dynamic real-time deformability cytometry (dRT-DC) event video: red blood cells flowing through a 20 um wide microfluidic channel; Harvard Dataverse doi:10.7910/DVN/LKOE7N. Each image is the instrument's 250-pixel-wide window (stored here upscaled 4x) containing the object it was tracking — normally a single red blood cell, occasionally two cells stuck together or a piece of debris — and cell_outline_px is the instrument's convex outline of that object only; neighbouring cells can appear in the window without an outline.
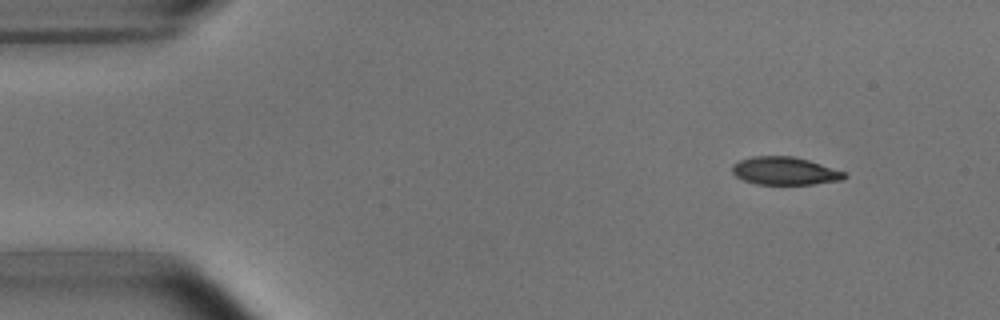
{"species": "common noctule bat (a hibernating species)", "species_latin": "Nyctalus noctula", "temperature_condition": "room temperature", "stored_images_in_passage": 5, "camera_frame_rate_fps": 3000, "um_per_image_px": 0.085, "animal": {"sex": "male", "body_mass_g": 15.6}, "frame": {"image": 1, "passage_image": 1, "time_ms": 0.0, "image_size_px": [1000, 320], "cell_outline_px": [[848, 176], [844, 180], [812, 184], [756, 184], [744, 180], [736, 176], [732, 172], [732, 164], [740, 160], [752, 156], [792, 156], [808, 160], [844, 172]], "centroid_in_image_um": [66.7, 14.53], "position_along_channel_um": 18.3, "area_um2": 18.15}}
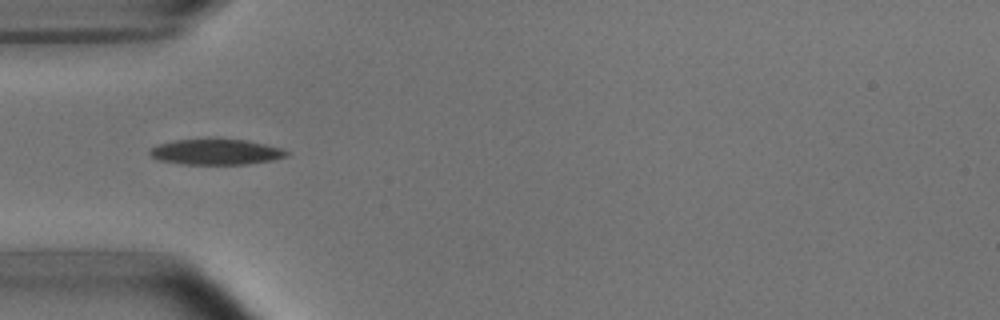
{"frame": {"image": 2, "passage_image": 4, "time_ms": 3.667, "image_size_px": [1000, 320], "cell_outline_px": [[288, 156], [276, 160], [248, 164], [184, 164], [160, 160], [152, 156], [148, 152], [152, 148], [160, 144], [176, 140], [244, 140], [264, 144], [280, 148], [288, 152]], "centroid_in_image_um": [18.41, 12.93], "position_along_channel_um": 66.6, "area_um2": 19.94}}